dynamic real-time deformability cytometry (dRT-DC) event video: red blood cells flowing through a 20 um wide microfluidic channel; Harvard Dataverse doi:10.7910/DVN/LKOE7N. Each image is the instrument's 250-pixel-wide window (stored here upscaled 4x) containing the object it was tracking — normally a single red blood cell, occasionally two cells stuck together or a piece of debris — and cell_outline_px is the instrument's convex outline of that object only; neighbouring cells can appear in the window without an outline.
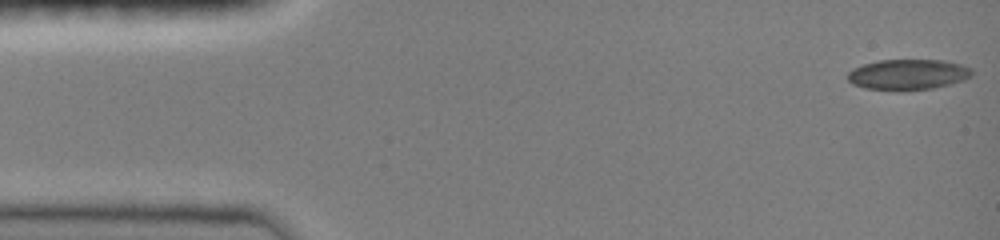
{"species": "common noctule bat (a hibernating species)", "species_latin": "Nyctalus noctula", "temperature_condition": "room temperature", "stored_images_in_passage": 13, "camera_frame_rate_fps": 3000, "um_per_image_px": 0.085, "animal": {"sex": "female", "body_mass_g": 19.0, "forearm_length_mm": 51.5}, "frame": {"image": 1, "passage_image": 1, "time_ms": 0.0, "image_size_px": [1000, 240], "cell_outline_px": [[972, 76], [964, 80], [932, 88], [900, 92], [864, 88], [852, 84], [848, 80], [848, 72], [852, 68], [876, 60], [944, 60], [960, 64], [972, 68]], "centroid_in_image_um": [77.15, 6.34], "position_along_channel_um": 7.8, "area_um2": 22.48}}
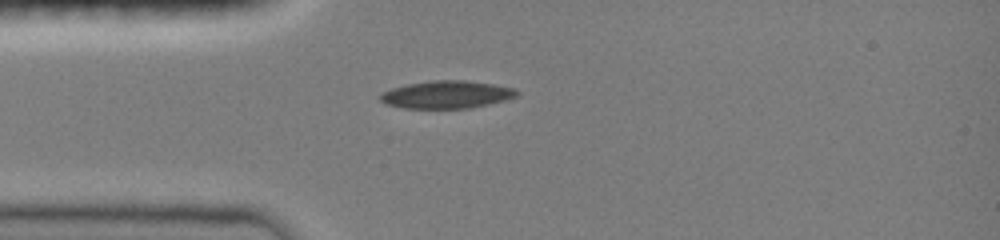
{"frame": {"image": 2, "passage_image": 10, "time_ms": 3.667, "image_size_px": [1000, 240], "cell_outline_px": [[520, 92], [516, 96], [504, 100], [488, 104], [468, 108], [404, 108], [384, 104], [380, 100], [380, 92], [392, 88], [408, 84], [432, 80], [464, 80], [492, 84], [516, 88]], "centroid_in_image_um": [37.94, 8.03], "position_along_channel_um": 47.1, "area_um2": 21.96}}
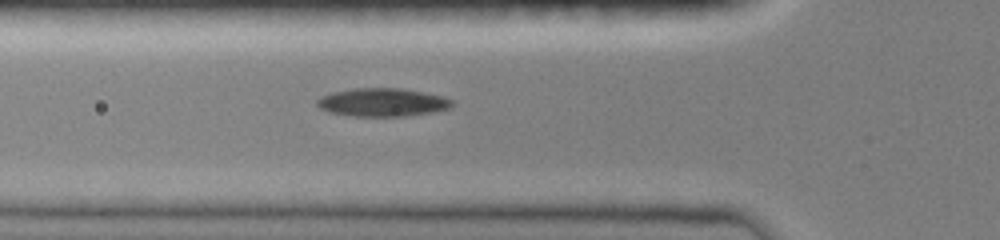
{"frame": {"image": 3, "passage_image": 13, "time_ms": 5.0, "image_size_px": [1000, 240], "cell_outline_px": [[452, 108], [432, 112], [408, 116], [352, 116], [328, 112], [320, 108], [316, 104], [316, 100], [320, 96], [352, 88], [400, 88], [444, 96], [452, 100]], "centroid_in_image_um": [32.51, 8.7], "position_along_channel_um": 93.3, "area_um2": 22.25}}